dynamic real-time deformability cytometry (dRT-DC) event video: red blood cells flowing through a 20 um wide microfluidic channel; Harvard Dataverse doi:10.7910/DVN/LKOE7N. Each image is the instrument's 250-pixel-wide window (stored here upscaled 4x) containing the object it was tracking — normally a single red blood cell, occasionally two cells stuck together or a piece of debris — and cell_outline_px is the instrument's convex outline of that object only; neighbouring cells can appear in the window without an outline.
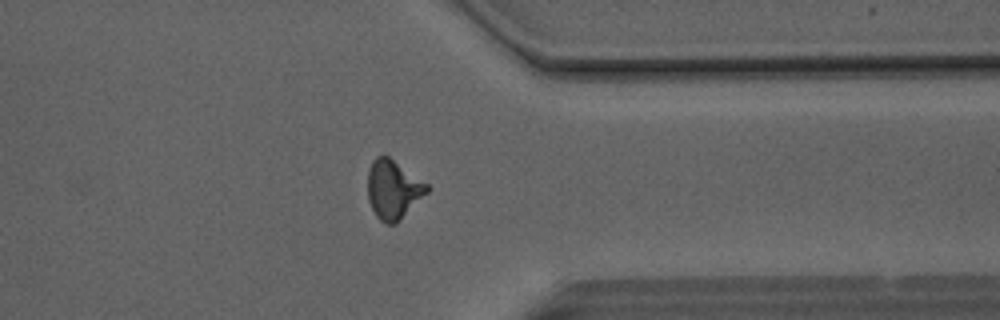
{"species": "Egyptian fruit bat (a non-hibernating species)", "species_latin": "Rousettus aegyptiacus", "temperature_condition": "room temperature", "stored_images_in_passage": 33, "camera_frame_rate_fps": 3000, "um_per_image_px": 0.085, "animal": {"sex": "male"}, "frame": {"image": 1, "passage_image": 32, "time_ms": 10.333, "image_size_px": [1000, 320], "cell_outline_px": [[428, 192], [396, 224], [384, 224], [376, 216], [368, 200], [368, 168], [372, 160], [376, 156], [388, 156], [428, 184]], "centroid_in_image_um": [33.4, 16.11], "position_along_channel_um": 378.0, "area_um2": 20.29}}